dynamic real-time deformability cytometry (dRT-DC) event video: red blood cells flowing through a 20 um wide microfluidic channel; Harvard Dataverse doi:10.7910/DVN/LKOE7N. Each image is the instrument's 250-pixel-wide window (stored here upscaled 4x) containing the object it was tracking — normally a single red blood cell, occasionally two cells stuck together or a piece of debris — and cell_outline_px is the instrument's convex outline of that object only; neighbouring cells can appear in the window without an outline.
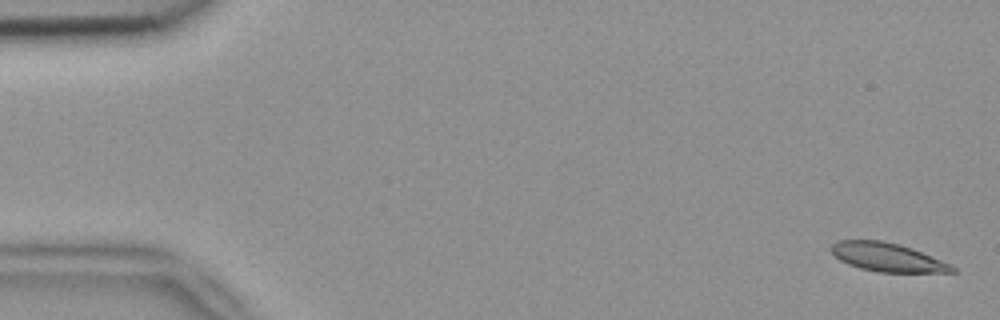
{"species": "common noctule bat (a hibernating species)", "species_latin": "Nyctalus noctula", "temperature_condition": "room temperature", "stored_images_in_passage": 5, "camera_frame_rate_fps": 3000, "um_per_image_px": 0.085, "animal": {"sex": "female", "body_mass_g": 18.4}, "frame": {"image": 1, "passage_image": 1, "time_ms": 0.0, "image_size_px": [1000, 320], "cell_outline_px": [[956, 272], [880, 272], [860, 268], [848, 264], [840, 260], [828, 248], [836, 240], [880, 240], [900, 244], [912, 248], [952, 264], [956, 268]], "centroid_in_image_um": [75.43, 21.85], "position_along_channel_um": 9.6, "area_um2": 20.23}}
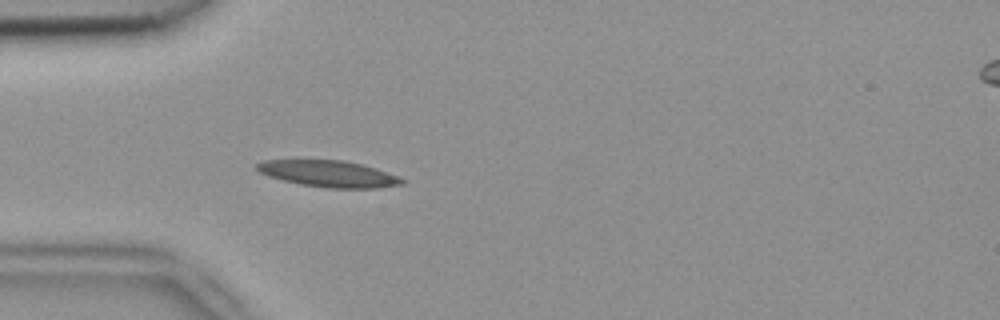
{"frame": {"image": 2, "passage_image": 5, "time_ms": 1.333, "image_size_px": [1000, 320], "cell_outline_px": [[408, 180], [404, 184], [380, 188], [328, 188], [300, 184], [268, 176], [260, 172], [256, 168], [256, 164], [264, 160], [344, 160], [376, 168]], "centroid_in_image_um": [27.98, 14.77], "position_along_channel_um": 57.0, "area_um2": 22.37}}